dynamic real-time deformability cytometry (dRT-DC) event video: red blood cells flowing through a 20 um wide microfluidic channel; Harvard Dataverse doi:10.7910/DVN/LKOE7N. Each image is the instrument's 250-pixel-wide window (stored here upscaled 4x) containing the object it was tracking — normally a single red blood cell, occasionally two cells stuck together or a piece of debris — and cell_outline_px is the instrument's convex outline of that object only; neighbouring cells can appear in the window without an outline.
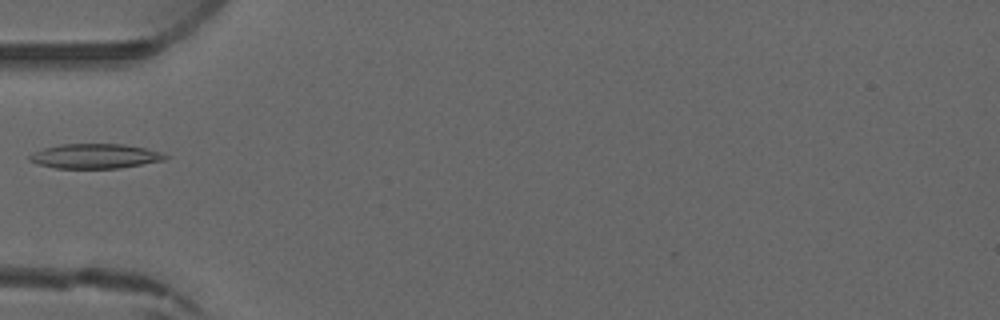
{"species": "common noctule bat (a hibernating species)", "species_latin": "Nyctalus noctula", "temperature_condition": "warm", "stored_images_in_passage": 4, "camera_frame_rate_fps": 3000, "um_per_image_px": 0.085, "animal": {"sex": "male", "forearm_length_mm": 52.5}, "frame": {"image": 1, "passage_image": 4, "time_ms": 4.667, "image_size_px": [1000, 320], "cell_outline_px": [[168, 156], [164, 160], [116, 168], [56, 168], [36, 164], [28, 160], [28, 156], [44, 148], [60, 144], [124, 144], [144, 148], [160, 152]], "centroid_in_image_um": [8.03, 13.27], "position_along_channel_um": 77.0, "area_um2": 19.25}}